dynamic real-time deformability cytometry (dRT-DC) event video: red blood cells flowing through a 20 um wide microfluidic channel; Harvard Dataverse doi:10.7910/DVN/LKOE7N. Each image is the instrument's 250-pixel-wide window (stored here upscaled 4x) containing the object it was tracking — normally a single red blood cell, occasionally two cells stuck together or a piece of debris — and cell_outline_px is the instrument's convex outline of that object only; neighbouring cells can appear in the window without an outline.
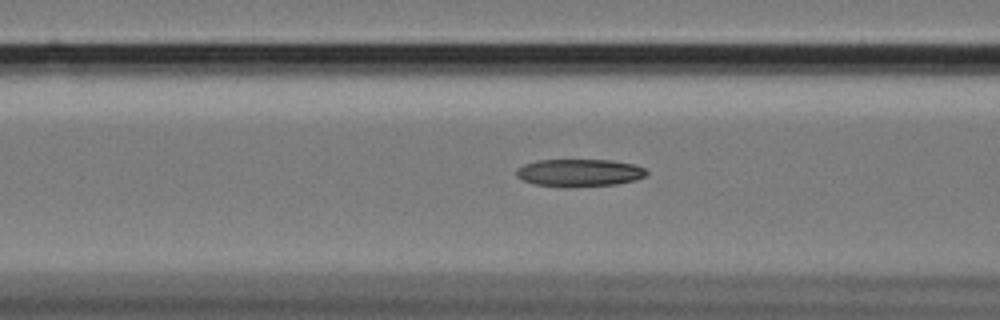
{"species": "Egyptian fruit bat (a non-hibernating species)", "species_latin": "Rousettus aegyptiacus", "temperature_condition": "cold", "stored_images_in_passage": 35, "camera_frame_rate_fps": 3000, "um_per_image_px": 0.085, "animal": {"sex": "female"}, "frame": {"image": 1, "passage_image": 5, "time_ms": 1.333, "image_size_px": [1000, 320], "cell_outline_px": [[648, 172], [644, 176], [636, 180], [616, 184], [568, 188], [564, 188], [536, 184], [524, 180], [516, 176], [516, 168], [524, 164], [536, 160], [612, 160], [632, 164], [644, 168]], "centroid_in_image_um": [49.22, 14.69], "position_along_channel_um": 117.4, "area_um2": 21.04}}
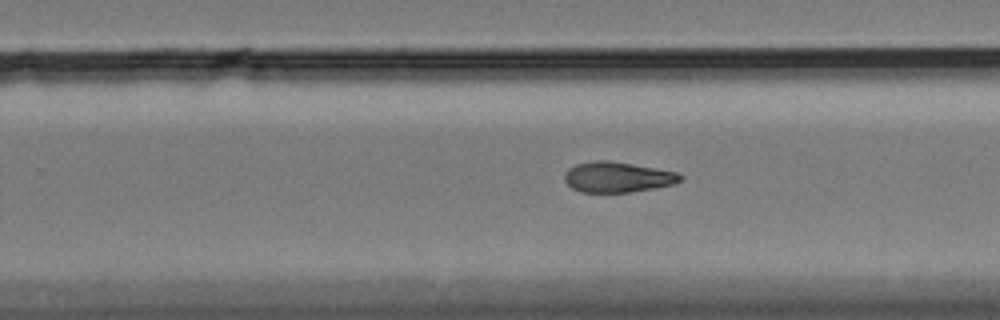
{"frame": {"image": 2, "passage_image": 19, "time_ms": 6.0, "image_size_px": [1000, 320], "cell_outline_px": [[684, 176], [680, 180], [672, 184], [656, 188], [628, 192], [580, 192], [572, 188], [564, 180], [564, 176], [568, 168], [576, 164], [596, 160], [608, 160], [656, 168], [676, 172]], "centroid_in_image_um": [52.47, 15.05], "position_along_channel_um": 277.3, "area_um2": 20.46}}
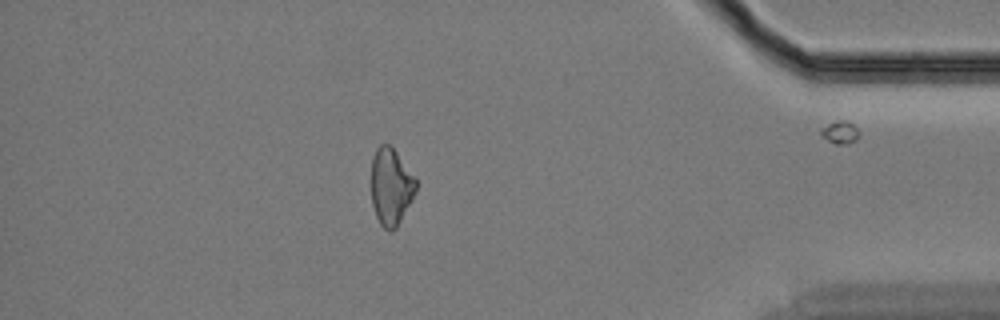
{"frame": {"image": 3, "passage_image": 33, "time_ms": 10.667, "image_size_px": [1000, 320], "cell_outline_px": [[416, 192], [412, 200], [396, 228], [392, 232], [388, 232], [380, 224], [376, 216], [372, 204], [372, 156], [376, 148], [380, 144], [388, 144], [396, 152], [416, 180]], "centroid_in_image_um": [33.22, 15.89], "position_along_channel_um": 402.0, "area_um2": 19.88}}